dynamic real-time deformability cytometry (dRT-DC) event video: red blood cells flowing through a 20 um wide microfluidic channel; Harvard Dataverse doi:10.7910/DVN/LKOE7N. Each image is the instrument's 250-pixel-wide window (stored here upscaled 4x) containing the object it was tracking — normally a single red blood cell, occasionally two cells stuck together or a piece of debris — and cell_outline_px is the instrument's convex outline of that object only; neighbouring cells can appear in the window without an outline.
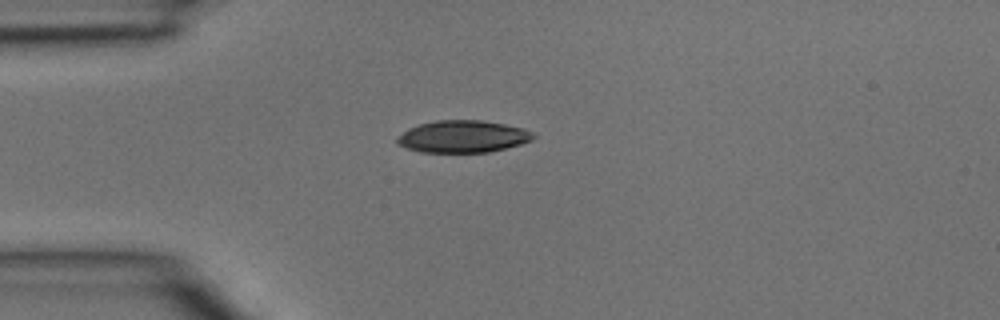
{"species": "common noctule bat (a hibernating species)", "species_latin": "Nyctalus noctula", "temperature_condition": "room temperature", "stored_images_in_passage": 31, "camera_frame_rate_fps": 3000, "um_per_image_px": 0.085, "animal": {"sex": "male", "body_mass_g": 15.6}, "frame": {"image": 1, "passage_image": 1, "time_ms": 0.0, "image_size_px": [1000, 320], "cell_outline_px": [[536, 136], [532, 140], [520, 144], [488, 152], [420, 152], [396, 144], [396, 140], [408, 128], [420, 124], [436, 120], [480, 120], [504, 124], [524, 128], [532, 132]], "centroid_in_image_um": [39.35, 11.6], "position_along_channel_um": 45.7, "area_um2": 25.32}}
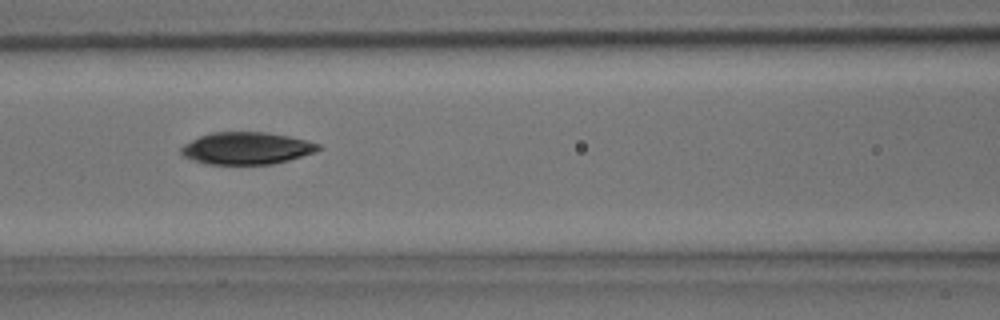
{"frame": {"image": 2, "passage_image": 8, "time_ms": 2.333, "image_size_px": [1000, 320], "cell_outline_px": [[324, 148], [316, 152], [288, 160], [272, 164], [208, 164], [184, 156], [180, 152], [180, 148], [184, 144], [200, 136], [212, 132], [268, 132], [288, 136], [320, 144]], "centroid_in_image_um": [20.99, 12.59], "position_along_channel_um": 145.6, "area_um2": 25.61}}
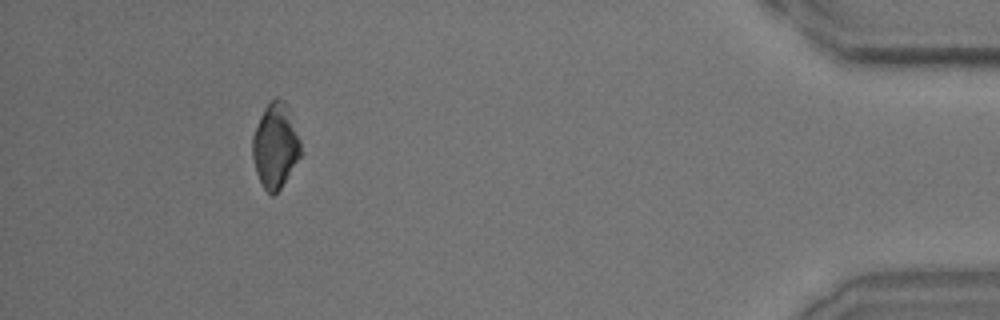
{"frame": {"image": 3, "passage_image": 28, "time_ms": 9.0, "image_size_px": [1000, 320], "cell_outline_px": [[300, 156], [280, 188], [272, 196], [264, 188], [256, 172], [252, 156], [252, 136], [260, 116], [264, 108], [276, 96], [284, 100], [288, 108], [300, 140]], "centroid_in_image_um": [23.38, 12.36], "position_along_channel_um": 411.8, "area_um2": 23.41}}